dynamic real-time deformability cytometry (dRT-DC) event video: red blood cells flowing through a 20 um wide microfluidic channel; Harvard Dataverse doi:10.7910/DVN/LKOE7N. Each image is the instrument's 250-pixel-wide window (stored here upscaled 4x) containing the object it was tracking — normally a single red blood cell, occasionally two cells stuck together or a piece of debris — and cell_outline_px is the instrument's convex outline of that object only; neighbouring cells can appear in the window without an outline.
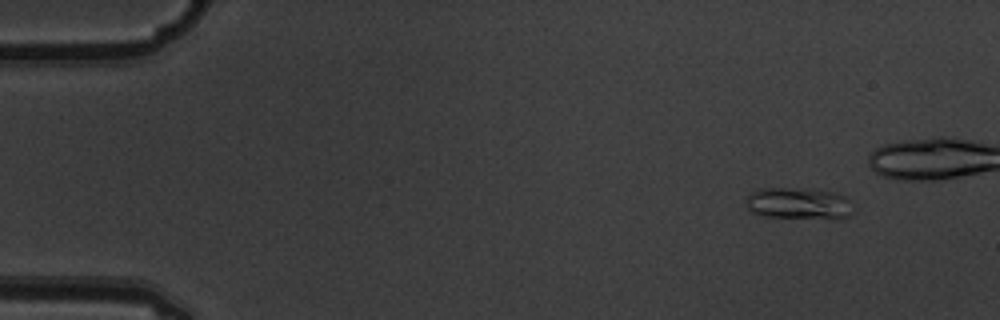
{"species": "common noctule bat (a hibernating species)", "species_latin": "Nyctalus noctula", "temperature_condition": "warm", "stored_images_in_passage": 5, "camera_frame_rate_fps": 3000, "um_per_image_px": 0.085, "animal": {"sex": "male", "body_mass_g": 19.5, "forearm_length_mm": 54.6}, "frame": {"image": 1, "passage_image": 1, "time_ms": 0.0, "image_size_px": [1000, 320], "cell_outline_px": [[848, 216], [836, 220], [768, 216], [752, 212], [748, 208], [748, 196], [756, 188], [784, 188], [832, 192], [844, 196], [848, 200]], "centroid_in_image_um": [67.85, 17.31], "position_along_channel_um": 17.2, "area_um2": 19.25}}